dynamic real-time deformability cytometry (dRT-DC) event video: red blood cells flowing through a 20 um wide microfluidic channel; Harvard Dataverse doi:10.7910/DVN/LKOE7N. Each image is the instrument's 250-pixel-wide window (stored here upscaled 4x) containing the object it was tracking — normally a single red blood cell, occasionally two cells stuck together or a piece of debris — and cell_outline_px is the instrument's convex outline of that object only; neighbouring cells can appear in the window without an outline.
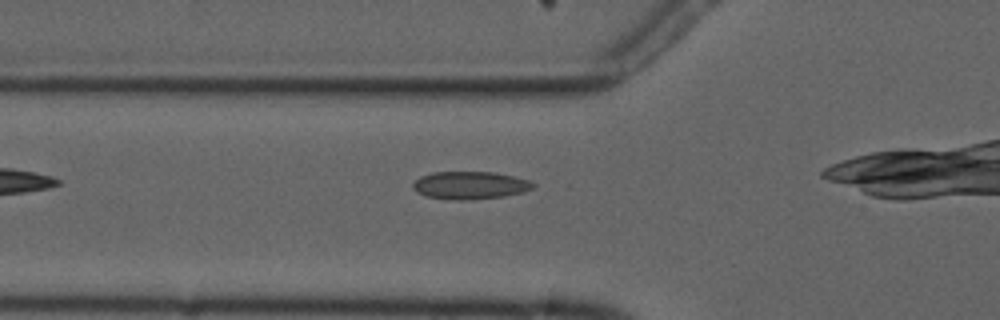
{"species": "common noctule bat (a hibernating species)", "species_latin": "Nyctalus noctula", "temperature_condition": "cold", "stored_images_in_passage": 3, "camera_frame_rate_fps": 3000, "um_per_image_px": 0.085, "animal": {"sex": "male", "forearm_length_mm": 52.5}, "frame": {"image": 1, "passage_image": 2, "time_ms": 1.333, "image_size_px": [1000, 320], "cell_outline_px": [[536, 184], [532, 188], [524, 192], [504, 196], [468, 200], [448, 200], [424, 196], [416, 192], [412, 188], [412, 184], [420, 176], [432, 172], [496, 172], [528, 180]], "centroid_in_image_um": [39.91, 15.76], "position_along_channel_um": 85.9, "area_um2": 19.59}}